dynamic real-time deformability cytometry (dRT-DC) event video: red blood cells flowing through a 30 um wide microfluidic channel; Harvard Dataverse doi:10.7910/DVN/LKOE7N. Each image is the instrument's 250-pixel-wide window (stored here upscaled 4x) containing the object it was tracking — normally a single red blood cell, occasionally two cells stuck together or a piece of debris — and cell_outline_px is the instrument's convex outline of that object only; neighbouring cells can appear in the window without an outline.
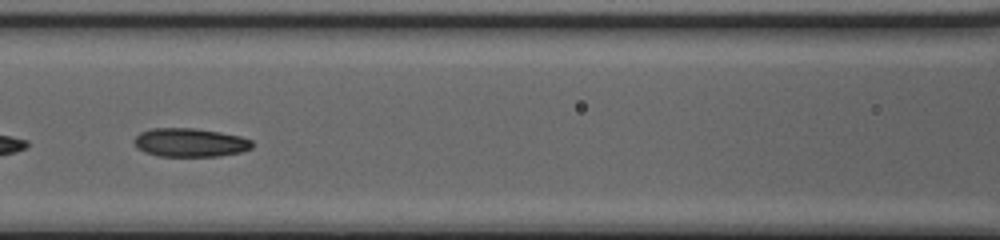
{"species": "common noctule bat (a hibernating species)", "species_latin": "Nyctalus noctula", "temperature_condition": "cold", "stored_images_in_passage": 43, "segment_of_instrument_passage": [2, 2], "camera_frame_rate_fps": 3000, "um_per_image_px": 0.085, "animal": {"sex": "female", "body_mass_g": 20.0, "forearm_length_mm": 54.0}, "frame": {"image": 1, "passage_image": 18, "time_ms": 5.667, "image_size_px": [1000, 240], "cell_outline_px": [[252, 148], [240, 152], [220, 156], [160, 156], [144, 152], [136, 148], [132, 140], [140, 132], [152, 128], [192, 128], [220, 132], [240, 136], [252, 140]], "centroid_in_image_um": [16.12, 12.11], "position_along_channel_um": 150.5, "area_um2": 19.77}}
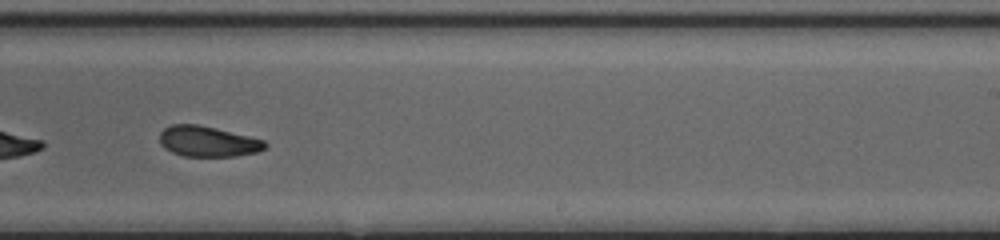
{"frame": {"image": 2, "passage_image": 27, "time_ms": 8.667, "image_size_px": [1000, 240], "cell_outline_px": [[268, 144], [264, 148], [256, 152], [236, 156], [184, 156], [172, 152], [164, 148], [160, 144], [160, 132], [164, 128], [172, 124], [200, 124], [264, 140]], "centroid_in_image_um": [17.64, 12.01], "position_along_channel_um": 271.4, "area_um2": 18.73}}
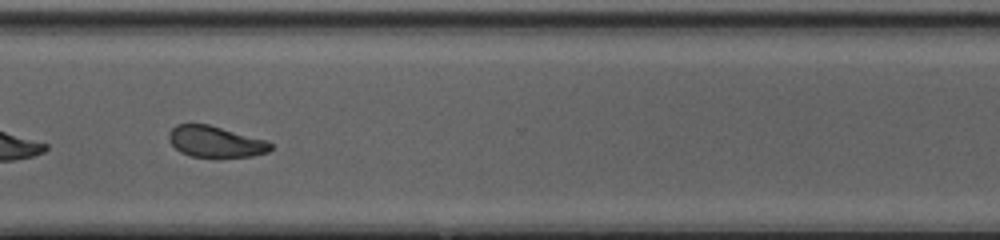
{"frame": {"image": 3, "passage_image": 33, "time_ms": 10.667, "image_size_px": [1000, 240], "cell_outline_px": [[272, 148], [268, 152], [252, 156], [192, 156], [180, 152], [168, 140], [168, 132], [176, 124], [208, 124], [268, 140], [272, 144]], "centroid_in_image_um": [18.32, 12.02], "position_along_channel_um": 352.3, "area_um2": 18.38}}